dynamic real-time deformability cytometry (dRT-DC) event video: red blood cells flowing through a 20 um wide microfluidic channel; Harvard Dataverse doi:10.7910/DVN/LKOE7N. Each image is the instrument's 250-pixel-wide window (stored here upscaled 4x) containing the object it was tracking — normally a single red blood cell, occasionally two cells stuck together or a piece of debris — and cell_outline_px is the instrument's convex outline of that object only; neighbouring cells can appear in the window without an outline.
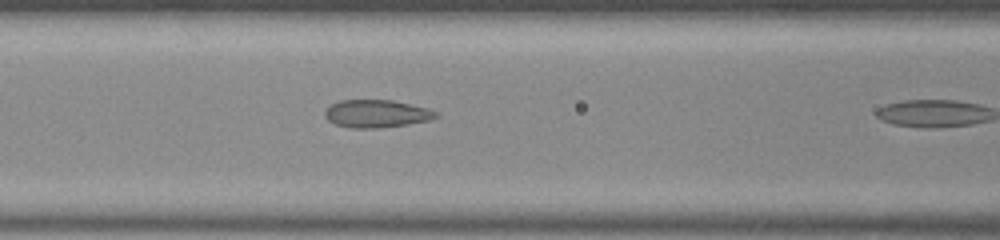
{"species": "common noctule bat (a hibernating species)", "species_latin": "Nyctalus noctula", "temperature_condition": "room temperature", "stored_images_in_passage": 11, "camera_frame_rate_fps": 3000, "um_per_image_px": 0.085, "animal": {"sex": "male", "body_mass_g": 20.0, "forearm_length_mm": 53.3}, "frame": {"image": 1, "passage_image": 10, "time_ms": 3.0, "image_size_px": [1000, 240], "cell_outline_px": [[440, 116], [428, 120], [408, 124], [380, 128], [348, 128], [336, 124], [328, 120], [324, 116], [324, 112], [332, 104], [340, 100], [392, 100], [428, 108], [440, 112]], "centroid_in_image_um": [32.03, 9.66], "position_along_channel_um": 134.6, "area_um2": 18.03}}